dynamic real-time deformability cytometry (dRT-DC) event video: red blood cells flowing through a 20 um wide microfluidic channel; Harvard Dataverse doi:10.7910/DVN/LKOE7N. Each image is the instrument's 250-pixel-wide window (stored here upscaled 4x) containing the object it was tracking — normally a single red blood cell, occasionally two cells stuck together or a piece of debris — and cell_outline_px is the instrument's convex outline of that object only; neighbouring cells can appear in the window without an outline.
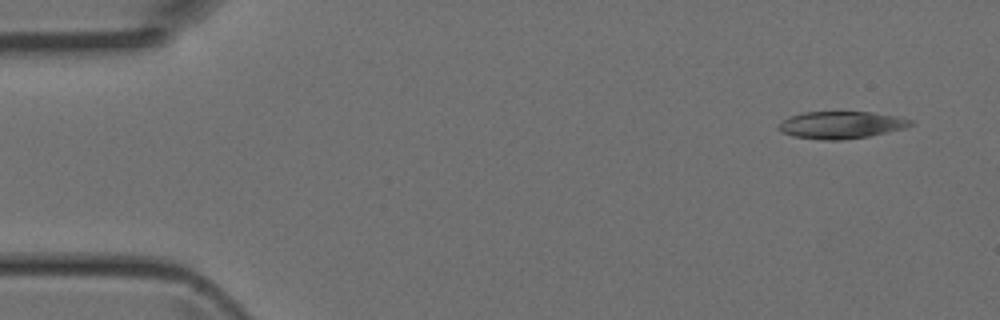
{"species": "Egyptian fruit bat (a non-hibernating species)", "species_latin": "Rousettus aegyptiacus", "temperature_condition": "room temperature", "stored_images_in_passage": 3, "camera_frame_rate_fps": 3000, "um_per_image_px": 0.085, "animal": {"sex": "female"}, "frame": {"image": 1, "passage_image": 1, "time_ms": 0.0, "image_size_px": [1000, 320], "cell_outline_px": [[912, 124], [904, 128], [868, 136], [840, 140], [828, 140], [796, 136], [780, 132], [780, 124], [788, 116], [804, 112], [872, 112], [896, 116], [912, 120]], "centroid_in_image_um": [71.5, 10.61], "position_along_channel_um": 13.5, "area_um2": 20.52}}